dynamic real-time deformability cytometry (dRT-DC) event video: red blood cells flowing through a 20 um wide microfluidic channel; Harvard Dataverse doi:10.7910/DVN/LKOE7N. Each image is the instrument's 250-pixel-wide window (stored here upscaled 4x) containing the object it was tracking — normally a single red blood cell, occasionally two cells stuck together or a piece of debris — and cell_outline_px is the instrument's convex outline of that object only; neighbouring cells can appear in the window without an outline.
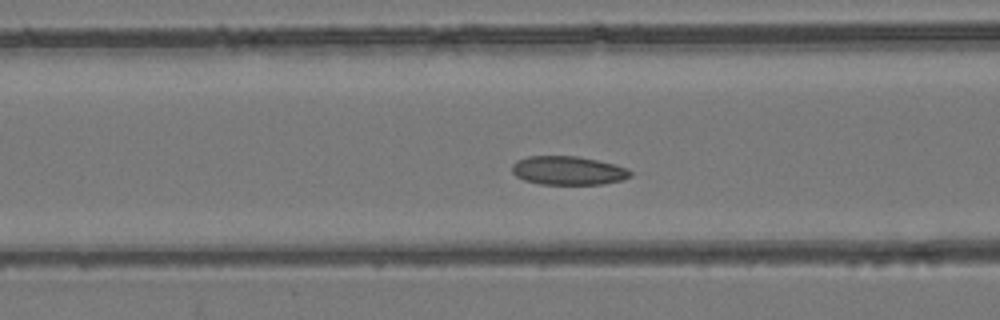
{"species": "common noctule bat (a hibernating species)", "species_latin": "Nyctalus noctula", "temperature_condition": "room temperature", "stored_images_in_passage": 38, "camera_frame_rate_fps": 3000, "um_per_image_px": 0.085, "animal": {"sex": "female", "body_mass_g": 24.6, "forearm_length_mm": 56.2}, "frame": {"image": 1, "passage_image": 9, "time_ms": 2.667, "image_size_px": [1000, 320], "cell_outline_px": [[632, 176], [624, 180], [600, 184], [540, 184], [524, 180], [516, 176], [512, 172], [512, 164], [516, 160], [528, 156], [576, 156], [616, 164], [628, 168], [632, 172]], "centroid_in_image_um": [48.31, 14.49], "position_along_channel_um": 118.3, "area_um2": 19.94}}
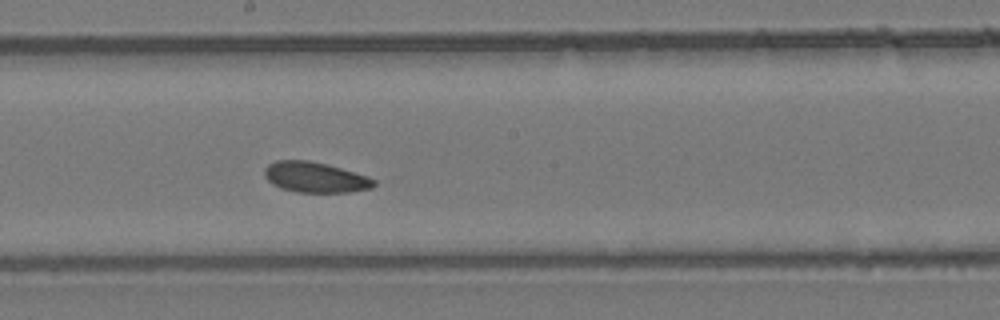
{"frame": {"image": 2, "passage_image": 17, "time_ms": 5.333, "image_size_px": [1000, 320], "cell_outline_px": [[376, 184], [372, 188], [348, 192], [296, 192], [280, 188], [272, 184], [264, 176], [264, 168], [268, 164], [276, 160], [308, 160], [340, 168], [368, 176], [376, 180]], "centroid_in_image_um": [26.77, 15.07], "position_along_channel_um": 221.4, "area_um2": 19.42}}
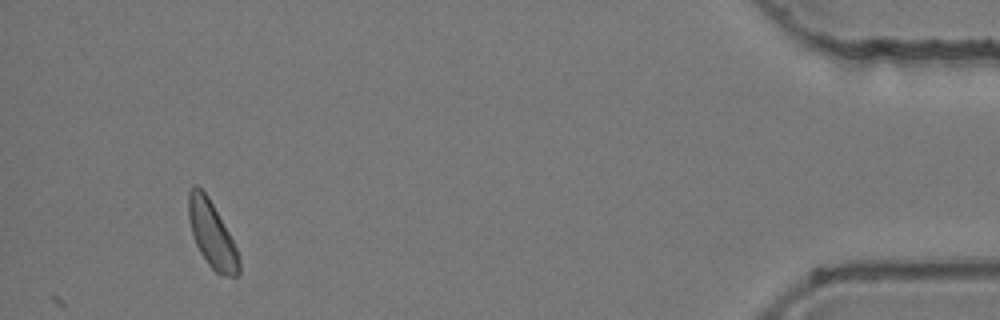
{"frame": {"image": 3, "passage_image": 38, "time_ms": 12.333, "image_size_px": [1000, 320], "cell_outline_px": [[240, 272], [236, 276], [220, 276], [208, 264], [200, 252], [196, 244], [192, 232], [188, 216], [188, 192], [192, 184], [196, 184], [208, 196], [228, 232], [236, 248], [240, 260]], "centroid_in_image_um": [18.0, 19.93], "position_along_channel_um": 417.2, "area_um2": 19.31}, "authors_computed_cell_mechanics": {"area_um2": 19.5364, "velocity_mm_per_s": 3.8609, "shape_relaxation_time_tau1_ms": 4.0581, "shape_relaxation_time_tau2_ms": 1.9224, "deformation_change_tau1": 0.0722, "deformation_change_tau2": 0.0691}}